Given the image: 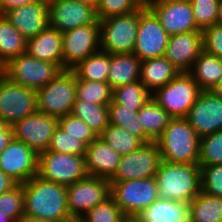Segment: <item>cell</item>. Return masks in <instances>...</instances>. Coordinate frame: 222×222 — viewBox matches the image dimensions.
Listing matches in <instances>:
<instances>
[{
	"label": "cell",
	"instance_id": "cell-8",
	"mask_svg": "<svg viewBox=\"0 0 222 222\" xmlns=\"http://www.w3.org/2000/svg\"><path fill=\"white\" fill-rule=\"evenodd\" d=\"M0 72L10 81L37 91L58 76L62 70L56 64L24 53L9 60L0 68Z\"/></svg>",
	"mask_w": 222,
	"mask_h": 222
},
{
	"label": "cell",
	"instance_id": "cell-4",
	"mask_svg": "<svg viewBox=\"0 0 222 222\" xmlns=\"http://www.w3.org/2000/svg\"><path fill=\"white\" fill-rule=\"evenodd\" d=\"M77 77L72 70H63L36 91L37 111L57 118L71 114L76 100Z\"/></svg>",
	"mask_w": 222,
	"mask_h": 222
},
{
	"label": "cell",
	"instance_id": "cell-11",
	"mask_svg": "<svg viewBox=\"0 0 222 222\" xmlns=\"http://www.w3.org/2000/svg\"><path fill=\"white\" fill-rule=\"evenodd\" d=\"M169 36L158 17L145 4L140 9L138 32L133 53L141 61L162 57L165 55Z\"/></svg>",
	"mask_w": 222,
	"mask_h": 222
},
{
	"label": "cell",
	"instance_id": "cell-15",
	"mask_svg": "<svg viewBox=\"0 0 222 222\" xmlns=\"http://www.w3.org/2000/svg\"><path fill=\"white\" fill-rule=\"evenodd\" d=\"M169 35L202 31L196 24L189 0H146Z\"/></svg>",
	"mask_w": 222,
	"mask_h": 222
},
{
	"label": "cell",
	"instance_id": "cell-20",
	"mask_svg": "<svg viewBox=\"0 0 222 222\" xmlns=\"http://www.w3.org/2000/svg\"><path fill=\"white\" fill-rule=\"evenodd\" d=\"M202 51V31H193L170 35L164 56L179 72H189Z\"/></svg>",
	"mask_w": 222,
	"mask_h": 222
},
{
	"label": "cell",
	"instance_id": "cell-2",
	"mask_svg": "<svg viewBox=\"0 0 222 222\" xmlns=\"http://www.w3.org/2000/svg\"><path fill=\"white\" fill-rule=\"evenodd\" d=\"M155 179L161 200L189 203L201 191L199 164L162 161Z\"/></svg>",
	"mask_w": 222,
	"mask_h": 222
},
{
	"label": "cell",
	"instance_id": "cell-14",
	"mask_svg": "<svg viewBox=\"0 0 222 222\" xmlns=\"http://www.w3.org/2000/svg\"><path fill=\"white\" fill-rule=\"evenodd\" d=\"M63 70H72L100 50V22L83 25L62 33ZM99 47V48H98Z\"/></svg>",
	"mask_w": 222,
	"mask_h": 222
},
{
	"label": "cell",
	"instance_id": "cell-39",
	"mask_svg": "<svg viewBox=\"0 0 222 222\" xmlns=\"http://www.w3.org/2000/svg\"><path fill=\"white\" fill-rule=\"evenodd\" d=\"M222 164V130L200 139L199 166Z\"/></svg>",
	"mask_w": 222,
	"mask_h": 222
},
{
	"label": "cell",
	"instance_id": "cell-31",
	"mask_svg": "<svg viewBox=\"0 0 222 222\" xmlns=\"http://www.w3.org/2000/svg\"><path fill=\"white\" fill-rule=\"evenodd\" d=\"M191 222H222V198L200 191L189 202Z\"/></svg>",
	"mask_w": 222,
	"mask_h": 222
},
{
	"label": "cell",
	"instance_id": "cell-52",
	"mask_svg": "<svg viewBox=\"0 0 222 222\" xmlns=\"http://www.w3.org/2000/svg\"><path fill=\"white\" fill-rule=\"evenodd\" d=\"M217 24L222 25V0L219 6V18H218Z\"/></svg>",
	"mask_w": 222,
	"mask_h": 222
},
{
	"label": "cell",
	"instance_id": "cell-36",
	"mask_svg": "<svg viewBox=\"0 0 222 222\" xmlns=\"http://www.w3.org/2000/svg\"><path fill=\"white\" fill-rule=\"evenodd\" d=\"M76 99L91 104L109 105L112 101V89L105 82L77 80Z\"/></svg>",
	"mask_w": 222,
	"mask_h": 222
},
{
	"label": "cell",
	"instance_id": "cell-17",
	"mask_svg": "<svg viewBox=\"0 0 222 222\" xmlns=\"http://www.w3.org/2000/svg\"><path fill=\"white\" fill-rule=\"evenodd\" d=\"M38 154L24 142L12 138L0 154V169L18 184L37 175Z\"/></svg>",
	"mask_w": 222,
	"mask_h": 222
},
{
	"label": "cell",
	"instance_id": "cell-44",
	"mask_svg": "<svg viewBox=\"0 0 222 222\" xmlns=\"http://www.w3.org/2000/svg\"><path fill=\"white\" fill-rule=\"evenodd\" d=\"M201 191L222 198V164L200 166Z\"/></svg>",
	"mask_w": 222,
	"mask_h": 222
},
{
	"label": "cell",
	"instance_id": "cell-48",
	"mask_svg": "<svg viewBox=\"0 0 222 222\" xmlns=\"http://www.w3.org/2000/svg\"><path fill=\"white\" fill-rule=\"evenodd\" d=\"M18 183L0 169V194L11 190Z\"/></svg>",
	"mask_w": 222,
	"mask_h": 222
},
{
	"label": "cell",
	"instance_id": "cell-7",
	"mask_svg": "<svg viewBox=\"0 0 222 222\" xmlns=\"http://www.w3.org/2000/svg\"><path fill=\"white\" fill-rule=\"evenodd\" d=\"M139 18L140 9L99 20L100 50L109 54L133 53Z\"/></svg>",
	"mask_w": 222,
	"mask_h": 222
},
{
	"label": "cell",
	"instance_id": "cell-35",
	"mask_svg": "<svg viewBox=\"0 0 222 222\" xmlns=\"http://www.w3.org/2000/svg\"><path fill=\"white\" fill-rule=\"evenodd\" d=\"M109 124L124 128L128 132L136 135L144 142L151 140L146 136L143 126L139 121L138 111L128 109L124 106L118 105L113 100L108 105Z\"/></svg>",
	"mask_w": 222,
	"mask_h": 222
},
{
	"label": "cell",
	"instance_id": "cell-10",
	"mask_svg": "<svg viewBox=\"0 0 222 222\" xmlns=\"http://www.w3.org/2000/svg\"><path fill=\"white\" fill-rule=\"evenodd\" d=\"M36 111V91L10 81L0 72V118L12 126Z\"/></svg>",
	"mask_w": 222,
	"mask_h": 222
},
{
	"label": "cell",
	"instance_id": "cell-40",
	"mask_svg": "<svg viewBox=\"0 0 222 222\" xmlns=\"http://www.w3.org/2000/svg\"><path fill=\"white\" fill-rule=\"evenodd\" d=\"M145 4L146 0H99L96 15L98 20H103L111 16L132 13Z\"/></svg>",
	"mask_w": 222,
	"mask_h": 222
},
{
	"label": "cell",
	"instance_id": "cell-25",
	"mask_svg": "<svg viewBox=\"0 0 222 222\" xmlns=\"http://www.w3.org/2000/svg\"><path fill=\"white\" fill-rule=\"evenodd\" d=\"M180 72L165 57L141 61L140 82L153 94L172 81Z\"/></svg>",
	"mask_w": 222,
	"mask_h": 222
},
{
	"label": "cell",
	"instance_id": "cell-16",
	"mask_svg": "<svg viewBox=\"0 0 222 222\" xmlns=\"http://www.w3.org/2000/svg\"><path fill=\"white\" fill-rule=\"evenodd\" d=\"M11 127L13 138L24 142L40 154L48 150L52 135L58 127V118L36 111L15 122Z\"/></svg>",
	"mask_w": 222,
	"mask_h": 222
},
{
	"label": "cell",
	"instance_id": "cell-19",
	"mask_svg": "<svg viewBox=\"0 0 222 222\" xmlns=\"http://www.w3.org/2000/svg\"><path fill=\"white\" fill-rule=\"evenodd\" d=\"M185 119L200 138L222 130V99L201 91Z\"/></svg>",
	"mask_w": 222,
	"mask_h": 222
},
{
	"label": "cell",
	"instance_id": "cell-51",
	"mask_svg": "<svg viewBox=\"0 0 222 222\" xmlns=\"http://www.w3.org/2000/svg\"><path fill=\"white\" fill-rule=\"evenodd\" d=\"M74 1H77L79 3L85 4V5H88V6H91L95 9L97 8L98 3H99V0H74Z\"/></svg>",
	"mask_w": 222,
	"mask_h": 222
},
{
	"label": "cell",
	"instance_id": "cell-3",
	"mask_svg": "<svg viewBox=\"0 0 222 222\" xmlns=\"http://www.w3.org/2000/svg\"><path fill=\"white\" fill-rule=\"evenodd\" d=\"M200 139L185 118H172L156 142L162 161L199 164Z\"/></svg>",
	"mask_w": 222,
	"mask_h": 222
},
{
	"label": "cell",
	"instance_id": "cell-22",
	"mask_svg": "<svg viewBox=\"0 0 222 222\" xmlns=\"http://www.w3.org/2000/svg\"><path fill=\"white\" fill-rule=\"evenodd\" d=\"M121 155L99 137L86 149L85 167L87 174L110 180L118 169Z\"/></svg>",
	"mask_w": 222,
	"mask_h": 222
},
{
	"label": "cell",
	"instance_id": "cell-43",
	"mask_svg": "<svg viewBox=\"0 0 222 222\" xmlns=\"http://www.w3.org/2000/svg\"><path fill=\"white\" fill-rule=\"evenodd\" d=\"M58 126L67 134L83 141L87 146L98 138L82 119L72 114L58 118Z\"/></svg>",
	"mask_w": 222,
	"mask_h": 222
},
{
	"label": "cell",
	"instance_id": "cell-53",
	"mask_svg": "<svg viewBox=\"0 0 222 222\" xmlns=\"http://www.w3.org/2000/svg\"><path fill=\"white\" fill-rule=\"evenodd\" d=\"M0 222H13L11 219L7 218L0 210Z\"/></svg>",
	"mask_w": 222,
	"mask_h": 222
},
{
	"label": "cell",
	"instance_id": "cell-28",
	"mask_svg": "<svg viewBox=\"0 0 222 222\" xmlns=\"http://www.w3.org/2000/svg\"><path fill=\"white\" fill-rule=\"evenodd\" d=\"M26 44L27 40L5 15H0V68L12 58L26 53Z\"/></svg>",
	"mask_w": 222,
	"mask_h": 222
},
{
	"label": "cell",
	"instance_id": "cell-38",
	"mask_svg": "<svg viewBox=\"0 0 222 222\" xmlns=\"http://www.w3.org/2000/svg\"><path fill=\"white\" fill-rule=\"evenodd\" d=\"M0 210L13 222H21L24 217V192L22 184H17L11 190L0 194Z\"/></svg>",
	"mask_w": 222,
	"mask_h": 222
},
{
	"label": "cell",
	"instance_id": "cell-37",
	"mask_svg": "<svg viewBox=\"0 0 222 222\" xmlns=\"http://www.w3.org/2000/svg\"><path fill=\"white\" fill-rule=\"evenodd\" d=\"M125 218L120 207L109 195L83 215L77 222H122Z\"/></svg>",
	"mask_w": 222,
	"mask_h": 222
},
{
	"label": "cell",
	"instance_id": "cell-21",
	"mask_svg": "<svg viewBox=\"0 0 222 222\" xmlns=\"http://www.w3.org/2000/svg\"><path fill=\"white\" fill-rule=\"evenodd\" d=\"M4 15L22 36L28 40L37 36L49 26L48 0H38L15 9H10Z\"/></svg>",
	"mask_w": 222,
	"mask_h": 222
},
{
	"label": "cell",
	"instance_id": "cell-1",
	"mask_svg": "<svg viewBox=\"0 0 222 222\" xmlns=\"http://www.w3.org/2000/svg\"><path fill=\"white\" fill-rule=\"evenodd\" d=\"M24 216L50 220H74L67 208L66 186L39 176L22 183Z\"/></svg>",
	"mask_w": 222,
	"mask_h": 222
},
{
	"label": "cell",
	"instance_id": "cell-32",
	"mask_svg": "<svg viewBox=\"0 0 222 222\" xmlns=\"http://www.w3.org/2000/svg\"><path fill=\"white\" fill-rule=\"evenodd\" d=\"M71 114L82 119L97 136L109 125L108 105L91 104L76 99Z\"/></svg>",
	"mask_w": 222,
	"mask_h": 222
},
{
	"label": "cell",
	"instance_id": "cell-41",
	"mask_svg": "<svg viewBox=\"0 0 222 222\" xmlns=\"http://www.w3.org/2000/svg\"><path fill=\"white\" fill-rule=\"evenodd\" d=\"M87 145L75 137L64 132L59 126L52 135L49 151L61 152L85 157Z\"/></svg>",
	"mask_w": 222,
	"mask_h": 222
},
{
	"label": "cell",
	"instance_id": "cell-45",
	"mask_svg": "<svg viewBox=\"0 0 222 222\" xmlns=\"http://www.w3.org/2000/svg\"><path fill=\"white\" fill-rule=\"evenodd\" d=\"M203 50L222 59V25L214 24L202 30Z\"/></svg>",
	"mask_w": 222,
	"mask_h": 222
},
{
	"label": "cell",
	"instance_id": "cell-42",
	"mask_svg": "<svg viewBox=\"0 0 222 222\" xmlns=\"http://www.w3.org/2000/svg\"><path fill=\"white\" fill-rule=\"evenodd\" d=\"M197 26L203 30L217 24L221 0H189Z\"/></svg>",
	"mask_w": 222,
	"mask_h": 222
},
{
	"label": "cell",
	"instance_id": "cell-12",
	"mask_svg": "<svg viewBox=\"0 0 222 222\" xmlns=\"http://www.w3.org/2000/svg\"><path fill=\"white\" fill-rule=\"evenodd\" d=\"M67 208L70 216L77 222L110 194L108 179L87 175L66 187Z\"/></svg>",
	"mask_w": 222,
	"mask_h": 222
},
{
	"label": "cell",
	"instance_id": "cell-23",
	"mask_svg": "<svg viewBox=\"0 0 222 222\" xmlns=\"http://www.w3.org/2000/svg\"><path fill=\"white\" fill-rule=\"evenodd\" d=\"M26 53L39 60L56 64L63 71L62 33L46 27L37 36L27 40Z\"/></svg>",
	"mask_w": 222,
	"mask_h": 222
},
{
	"label": "cell",
	"instance_id": "cell-18",
	"mask_svg": "<svg viewBox=\"0 0 222 222\" xmlns=\"http://www.w3.org/2000/svg\"><path fill=\"white\" fill-rule=\"evenodd\" d=\"M48 19L61 33L98 20L95 8L74 0H48Z\"/></svg>",
	"mask_w": 222,
	"mask_h": 222
},
{
	"label": "cell",
	"instance_id": "cell-6",
	"mask_svg": "<svg viewBox=\"0 0 222 222\" xmlns=\"http://www.w3.org/2000/svg\"><path fill=\"white\" fill-rule=\"evenodd\" d=\"M201 91L189 72H180L168 84L157 89L152 99L172 118H185Z\"/></svg>",
	"mask_w": 222,
	"mask_h": 222
},
{
	"label": "cell",
	"instance_id": "cell-54",
	"mask_svg": "<svg viewBox=\"0 0 222 222\" xmlns=\"http://www.w3.org/2000/svg\"><path fill=\"white\" fill-rule=\"evenodd\" d=\"M122 222H140L136 217H126Z\"/></svg>",
	"mask_w": 222,
	"mask_h": 222
},
{
	"label": "cell",
	"instance_id": "cell-47",
	"mask_svg": "<svg viewBox=\"0 0 222 222\" xmlns=\"http://www.w3.org/2000/svg\"><path fill=\"white\" fill-rule=\"evenodd\" d=\"M38 0H1L0 2V15H4L10 9H15L33 3Z\"/></svg>",
	"mask_w": 222,
	"mask_h": 222
},
{
	"label": "cell",
	"instance_id": "cell-27",
	"mask_svg": "<svg viewBox=\"0 0 222 222\" xmlns=\"http://www.w3.org/2000/svg\"><path fill=\"white\" fill-rule=\"evenodd\" d=\"M189 73L202 91H210L222 81V59L203 50Z\"/></svg>",
	"mask_w": 222,
	"mask_h": 222
},
{
	"label": "cell",
	"instance_id": "cell-9",
	"mask_svg": "<svg viewBox=\"0 0 222 222\" xmlns=\"http://www.w3.org/2000/svg\"><path fill=\"white\" fill-rule=\"evenodd\" d=\"M85 157L61 152L38 154L37 176L63 186H70L87 176Z\"/></svg>",
	"mask_w": 222,
	"mask_h": 222
},
{
	"label": "cell",
	"instance_id": "cell-24",
	"mask_svg": "<svg viewBox=\"0 0 222 222\" xmlns=\"http://www.w3.org/2000/svg\"><path fill=\"white\" fill-rule=\"evenodd\" d=\"M136 218L140 222H191L188 202L157 199Z\"/></svg>",
	"mask_w": 222,
	"mask_h": 222
},
{
	"label": "cell",
	"instance_id": "cell-49",
	"mask_svg": "<svg viewBox=\"0 0 222 222\" xmlns=\"http://www.w3.org/2000/svg\"><path fill=\"white\" fill-rule=\"evenodd\" d=\"M21 222H76L75 220H50L24 216Z\"/></svg>",
	"mask_w": 222,
	"mask_h": 222
},
{
	"label": "cell",
	"instance_id": "cell-30",
	"mask_svg": "<svg viewBox=\"0 0 222 222\" xmlns=\"http://www.w3.org/2000/svg\"><path fill=\"white\" fill-rule=\"evenodd\" d=\"M111 54L99 50L81 61L72 71L77 80H91L107 83Z\"/></svg>",
	"mask_w": 222,
	"mask_h": 222
},
{
	"label": "cell",
	"instance_id": "cell-13",
	"mask_svg": "<svg viewBox=\"0 0 222 222\" xmlns=\"http://www.w3.org/2000/svg\"><path fill=\"white\" fill-rule=\"evenodd\" d=\"M161 163L162 155L157 142H145L137 150L121 156L118 169L109 181L155 177Z\"/></svg>",
	"mask_w": 222,
	"mask_h": 222
},
{
	"label": "cell",
	"instance_id": "cell-26",
	"mask_svg": "<svg viewBox=\"0 0 222 222\" xmlns=\"http://www.w3.org/2000/svg\"><path fill=\"white\" fill-rule=\"evenodd\" d=\"M141 60L134 53L111 54L107 83L113 90L140 80Z\"/></svg>",
	"mask_w": 222,
	"mask_h": 222
},
{
	"label": "cell",
	"instance_id": "cell-50",
	"mask_svg": "<svg viewBox=\"0 0 222 222\" xmlns=\"http://www.w3.org/2000/svg\"><path fill=\"white\" fill-rule=\"evenodd\" d=\"M215 96L222 99V81L210 90Z\"/></svg>",
	"mask_w": 222,
	"mask_h": 222
},
{
	"label": "cell",
	"instance_id": "cell-33",
	"mask_svg": "<svg viewBox=\"0 0 222 222\" xmlns=\"http://www.w3.org/2000/svg\"><path fill=\"white\" fill-rule=\"evenodd\" d=\"M152 94L140 80L130 82L112 90V100L118 105L133 111H139L150 99Z\"/></svg>",
	"mask_w": 222,
	"mask_h": 222
},
{
	"label": "cell",
	"instance_id": "cell-29",
	"mask_svg": "<svg viewBox=\"0 0 222 222\" xmlns=\"http://www.w3.org/2000/svg\"><path fill=\"white\" fill-rule=\"evenodd\" d=\"M138 117L151 141H157L161 137L172 119L152 98L138 111Z\"/></svg>",
	"mask_w": 222,
	"mask_h": 222
},
{
	"label": "cell",
	"instance_id": "cell-5",
	"mask_svg": "<svg viewBox=\"0 0 222 222\" xmlns=\"http://www.w3.org/2000/svg\"><path fill=\"white\" fill-rule=\"evenodd\" d=\"M109 182V194L125 217H136L159 199L155 177Z\"/></svg>",
	"mask_w": 222,
	"mask_h": 222
},
{
	"label": "cell",
	"instance_id": "cell-34",
	"mask_svg": "<svg viewBox=\"0 0 222 222\" xmlns=\"http://www.w3.org/2000/svg\"><path fill=\"white\" fill-rule=\"evenodd\" d=\"M121 156L137 150L143 143L142 139L124 128L109 124L98 136Z\"/></svg>",
	"mask_w": 222,
	"mask_h": 222
},
{
	"label": "cell",
	"instance_id": "cell-46",
	"mask_svg": "<svg viewBox=\"0 0 222 222\" xmlns=\"http://www.w3.org/2000/svg\"><path fill=\"white\" fill-rule=\"evenodd\" d=\"M13 138L12 127L0 118V154Z\"/></svg>",
	"mask_w": 222,
	"mask_h": 222
}]
</instances>
